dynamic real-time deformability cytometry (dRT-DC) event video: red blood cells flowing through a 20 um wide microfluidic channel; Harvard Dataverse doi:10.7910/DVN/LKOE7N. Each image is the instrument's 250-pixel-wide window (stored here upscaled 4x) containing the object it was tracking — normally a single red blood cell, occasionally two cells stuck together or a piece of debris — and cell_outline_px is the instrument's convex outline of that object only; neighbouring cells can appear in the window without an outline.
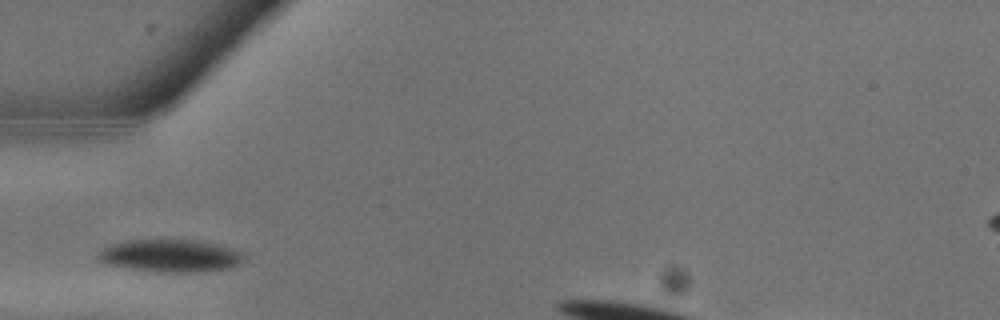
{"species": "common noctule bat (a hibernating species)", "species_latin": "Nyctalus noctula", "temperature_condition": "warm", "stored_images_in_passage": 2, "camera_frame_rate_fps": 3000, "um_per_image_px": 0.085, "animal": {"sex": "male", "body_mass_g": 13.3}, "frame": {"image": 1, "passage_image": 1, "time_ms": 0.0, "image_size_px": [1000, 320], "cell_outline_px": [[244, 260], [240, 264], [228, 268], [204, 272], [164, 272], [128, 268], [104, 264], [96, 256], [100, 248], [108, 244], [128, 240], [204, 240], [220, 244], [244, 252]], "centroid_in_image_um": [14.5, 21.73], "position_along_channel_um": 70.5, "area_um2": 28.21}}